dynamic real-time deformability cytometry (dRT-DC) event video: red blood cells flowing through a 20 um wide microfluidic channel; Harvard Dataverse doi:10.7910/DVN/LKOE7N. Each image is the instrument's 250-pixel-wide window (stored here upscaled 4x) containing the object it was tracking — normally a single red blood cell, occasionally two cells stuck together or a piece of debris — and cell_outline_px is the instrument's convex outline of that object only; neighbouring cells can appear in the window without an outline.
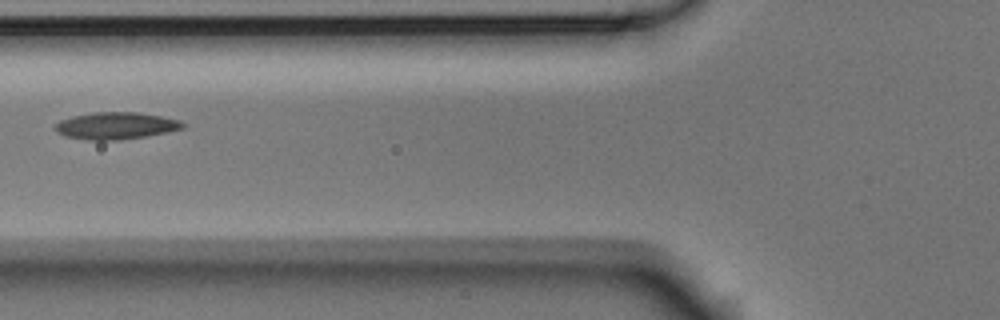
{"species": "Egyptian fruit bat (a non-hibernating species)", "species_latin": "Rousettus aegyptiacus", "temperature_condition": "room temperature", "stored_images_in_passage": 9, "camera_frame_rate_fps": 3000, "um_per_image_px": 0.085, "animal": {"sex": "male"}, "frame": {"image": 1, "passage_image": 6, "time_ms": 1.667, "image_size_px": [1000, 320], "cell_outline_px": [[184, 128], [168, 132], [120, 140], [88, 140], [64, 136], [56, 132], [52, 128], [60, 120], [72, 116], [92, 112], [136, 112], [160, 116], [180, 120], [184, 124]], "centroid_in_image_um": [9.8, 10.69], "position_along_channel_um": 116.0, "area_um2": 20.17}}
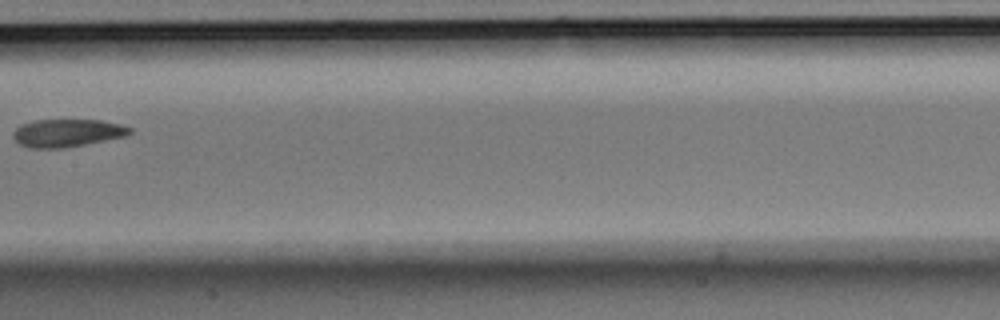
{"frame": {"image": 2, "passage_image": 8, "time_ms": 2.333, "image_size_px": [1000, 320], "cell_outline_px": [[132, 132], [128, 136], [64, 148], [28, 148], [20, 144], [12, 136], [12, 132], [20, 124], [36, 120], [100, 120], [120, 124], [132, 128]], "centroid_in_image_um": [5.71, 11.3], "position_along_channel_um": 201.7, "area_um2": 19.02}}
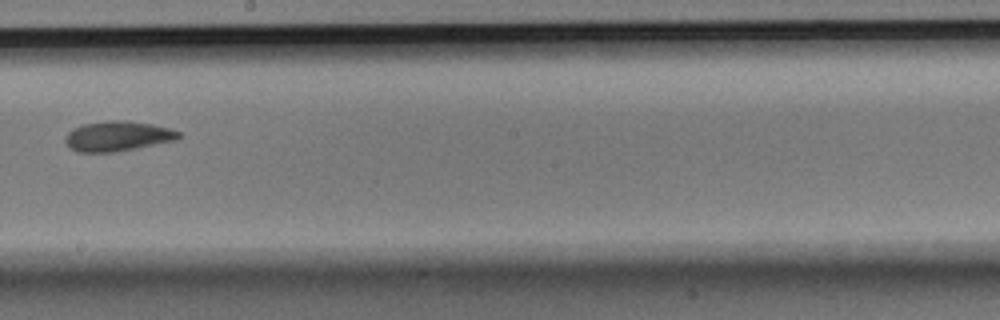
{"frame": {"image": 3, "passage_image": 9, "time_ms": 2.667, "image_size_px": [1000, 320], "cell_outline_px": [[180, 136], [176, 140], [116, 152], [76, 152], [64, 140], [64, 136], [72, 128], [80, 124], [104, 120], [124, 120], [152, 124], [168, 128], [180, 132]], "centroid_in_image_um": [9.95, 11.56], "position_along_channel_um": 238.2, "area_um2": 19.94}}